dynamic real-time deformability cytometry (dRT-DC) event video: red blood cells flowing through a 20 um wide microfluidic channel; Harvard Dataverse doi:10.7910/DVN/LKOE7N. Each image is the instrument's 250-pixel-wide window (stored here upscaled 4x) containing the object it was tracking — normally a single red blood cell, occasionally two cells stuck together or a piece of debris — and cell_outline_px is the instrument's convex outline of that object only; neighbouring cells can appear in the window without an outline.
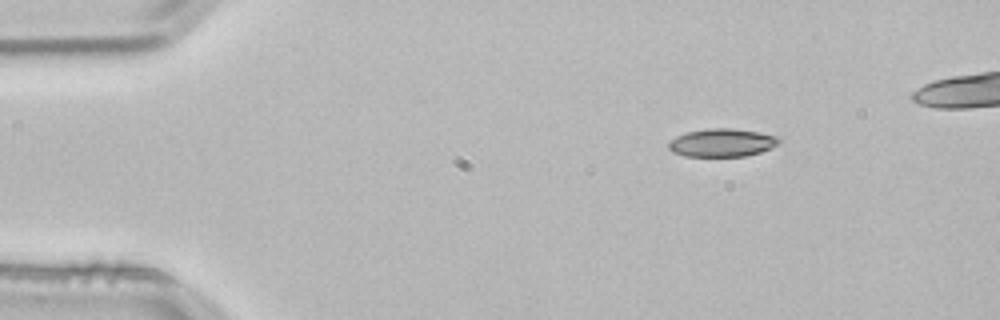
{"species": "common noctule bat (a hibernating species)", "species_latin": "Nyctalus noctula", "temperature_condition": "room temperature", "stored_images_in_passage": 3, "camera_frame_rate_fps": 3000, "um_per_image_px": 0.085, "animal": {"sex": "male", "body_mass_g": 21.5, "forearm_length_mm": 52.0}, "frame": {"image": 1, "passage_image": 1, "time_ms": 0.0, "image_size_px": [1000, 320], "cell_outline_px": [[780, 140], [772, 148], [760, 152], [744, 156], [684, 156], [672, 152], [668, 148], [668, 144], [676, 136], [684, 132], [708, 128], [732, 128], [760, 132], [776, 136]], "centroid_in_image_um": [61.34, 12.12], "position_along_channel_um": 23.7, "area_um2": 18.09}}